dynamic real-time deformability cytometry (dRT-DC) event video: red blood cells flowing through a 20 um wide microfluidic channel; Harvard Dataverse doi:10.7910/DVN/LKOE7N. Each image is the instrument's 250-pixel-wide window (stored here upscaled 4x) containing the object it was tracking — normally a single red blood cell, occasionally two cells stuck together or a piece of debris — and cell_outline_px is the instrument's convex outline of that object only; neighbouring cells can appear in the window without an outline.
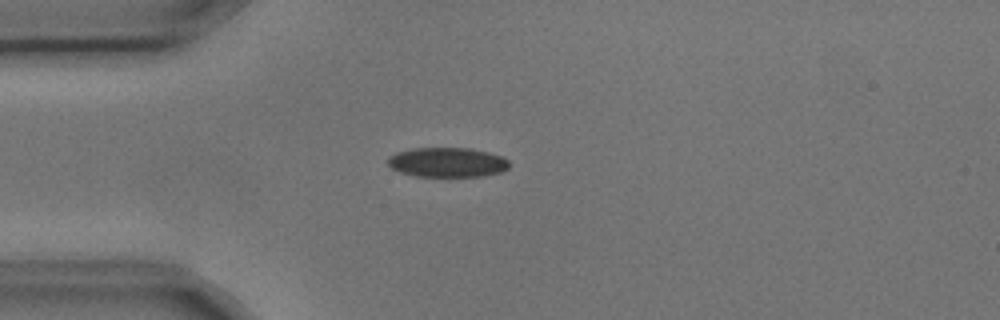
{"species": "common noctule bat (a hibernating species)", "species_latin": "Nyctalus noctula", "temperature_condition": "cold", "stored_images_in_passage": 2, "camera_frame_rate_fps": 3000, "um_per_image_px": 0.085, "animal": {"sex": "male", "body_mass_g": 17.9, "forearm_length_mm": 54.2}, "frame": {"image": 1, "passage_image": 2, "time_ms": 0.333, "image_size_px": [1000, 320], "cell_outline_px": [[508, 168], [500, 172], [484, 176], [416, 176], [400, 172], [392, 168], [388, 164], [388, 156], [396, 152], [412, 148], [472, 148], [488, 152], [500, 156], [508, 160]], "centroid_in_image_um": [38.0, 13.79], "position_along_channel_um": 47.0, "area_um2": 20.92}}